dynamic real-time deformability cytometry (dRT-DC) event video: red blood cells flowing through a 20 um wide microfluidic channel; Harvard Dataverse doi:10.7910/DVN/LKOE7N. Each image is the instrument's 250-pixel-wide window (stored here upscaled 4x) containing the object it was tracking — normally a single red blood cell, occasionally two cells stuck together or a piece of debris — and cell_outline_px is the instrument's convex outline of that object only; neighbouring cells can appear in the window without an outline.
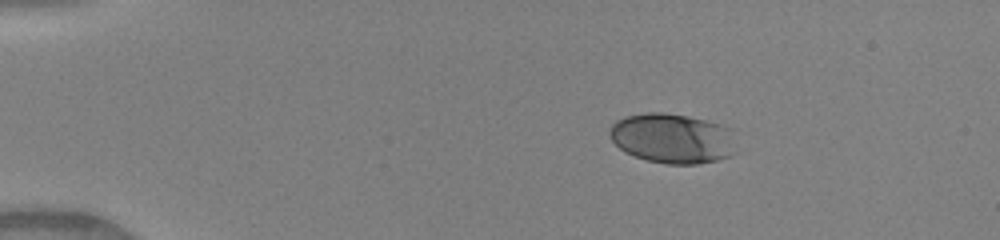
{"species": "human", "species_latin": "Homo sapiens", "temperature_condition": "warm", "stored_images_in_passage": 42, "camera_frame_rate_fps": 3000, "um_per_image_px": 0.085, "donor": {"sex": "female"}, "frame": {"image": 1, "passage_image": 1, "time_ms": 0.0, "image_size_px": [1000, 240], "cell_outline_px": [[728, 156], [716, 160], [696, 164], [668, 164], [648, 160], [624, 152], [612, 140], [608, 132], [608, 128], [616, 120], [624, 116], [644, 112], [664, 112], [688, 116], [708, 120], [720, 124], [728, 128]], "centroid_in_image_um": [56.98, 11.73], "position_along_channel_um": 28.0, "area_um2": 36.01}}
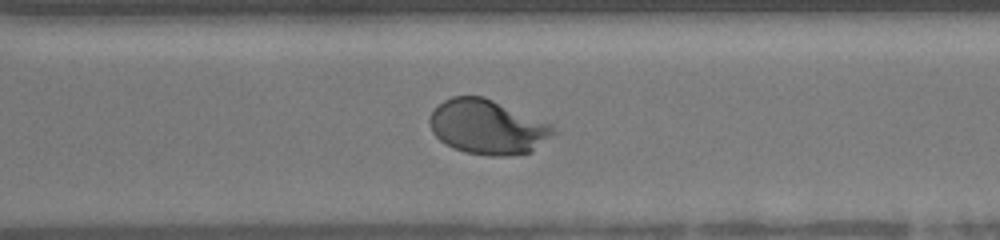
{"frame": {"image": 2, "passage_image": 29, "time_ms": 9.333, "image_size_px": [1000, 240], "cell_outline_px": [[560, 132], [528, 152], [508, 156], [488, 156], [464, 152], [452, 148], [444, 144], [432, 132], [428, 120], [432, 112], [444, 100], [452, 96], [484, 96], [552, 124]], "centroid_in_image_um": [41.45, 10.8], "position_along_channel_um": 329.1, "area_um2": 39.54}}
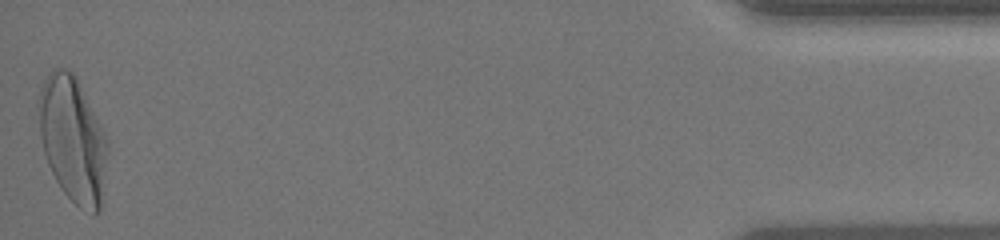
{"frame": {"image": 3, "passage_image": 42, "time_ms": 13.667, "image_size_px": [1000, 240], "cell_outline_px": [[108, 152], [100, 212], [92, 212], [80, 208], [60, 188], [48, 164], [44, 152], [40, 136], [36, 104], [36, 100], [40, 88], [44, 80], [52, 68], [68, 68], [76, 76], [108, 140]], "centroid_in_image_um": [6.16, 11.81], "position_along_channel_um": 429.0, "area_um2": 50.63}, "authors_computed_cell_mechanics": {"area_um2": 38.6104, "velocity_mm_per_s": 4.1202, "shape_relaxation_time_tau1_ms": 3.5313, "shape_relaxation_time_tau2_ms": null, "deformation_change_tau1": 0.1936, "deformation_change_tau2": null}}